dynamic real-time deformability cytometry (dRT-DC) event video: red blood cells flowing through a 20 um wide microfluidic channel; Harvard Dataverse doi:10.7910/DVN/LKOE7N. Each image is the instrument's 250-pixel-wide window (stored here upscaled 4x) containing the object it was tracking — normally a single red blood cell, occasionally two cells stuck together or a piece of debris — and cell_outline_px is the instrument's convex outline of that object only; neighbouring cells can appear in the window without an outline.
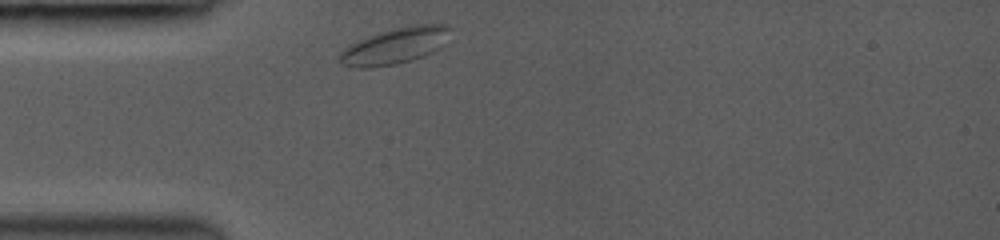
{"species": "common noctule bat (a hibernating species)", "species_latin": "Nyctalus noctula", "temperature_condition": "room temperature", "stored_images_in_passage": 3, "camera_frame_rate_fps": 3000, "um_per_image_px": 0.085, "animal": {"sex": "female", "body_mass_g": 19.0, "forearm_length_mm": 53.3}, "frame": {"image": 1, "passage_image": 1, "time_ms": 0.0, "image_size_px": [1000, 240], "cell_outline_px": [[452, 28], [444, 44], [440, 48], [432, 52], [412, 60], [396, 64], [364, 68], [356, 68], [340, 64], [340, 52], [344, 48], [368, 36], [380, 32], [412, 24], [448, 24]], "centroid_in_image_um": [33.61, 3.89], "position_along_channel_um": 51.4, "area_um2": 23.24}}